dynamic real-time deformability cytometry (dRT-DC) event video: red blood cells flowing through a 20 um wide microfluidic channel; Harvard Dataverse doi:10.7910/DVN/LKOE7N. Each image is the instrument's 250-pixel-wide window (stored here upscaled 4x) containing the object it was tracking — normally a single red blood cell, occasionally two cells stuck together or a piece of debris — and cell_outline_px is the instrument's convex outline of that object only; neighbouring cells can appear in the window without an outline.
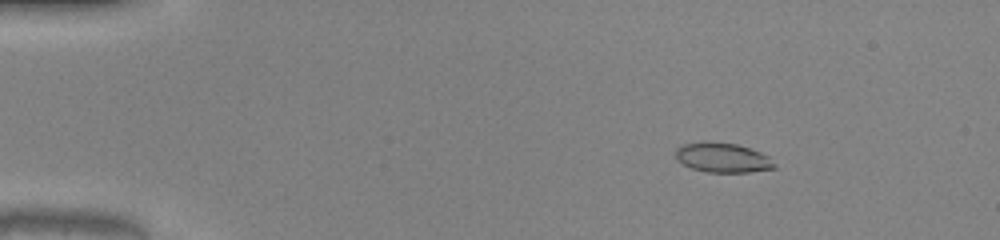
{"species": "common noctule bat (a hibernating species)", "species_latin": "Nyctalus noctula", "temperature_condition": "warm", "stored_images_in_passage": 51, "camera_frame_rate_fps": 3000, "um_per_image_px": 0.085, "animal": {"sex": "male", "body_mass_g": 20.0, "forearm_length_mm": 53.3}, "frame": {"image": 1, "passage_image": 8, "time_ms": 2.333, "image_size_px": [1000, 240], "cell_outline_px": [[776, 168], [748, 172], [708, 172], [692, 168], [680, 164], [676, 160], [676, 148], [680, 144], [704, 140], [736, 144], [760, 152], [768, 156], [776, 164]], "centroid_in_image_um": [61.36, 13.38], "position_along_channel_um": 23.6, "area_um2": 17.34}}
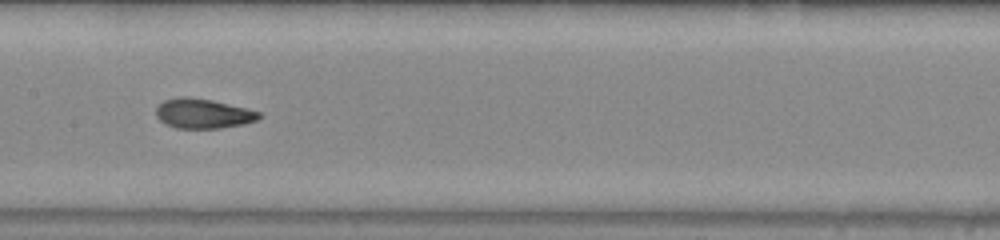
{"frame": {"image": 2, "passage_image": 27, "time_ms": 8.667, "image_size_px": [1000, 240], "cell_outline_px": [[264, 116], [256, 120], [244, 124], [220, 128], [176, 128], [160, 120], [156, 116], [156, 108], [164, 100], [180, 96], [188, 96], [212, 100], [248, 108], [260, 112]], "centroid_in_image_um": [17.29, 9.64], "position_along_channel_um": 190.1, "area_um2": 17.92}}
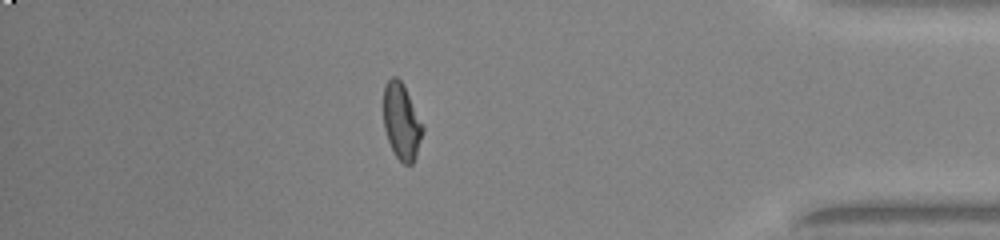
{"frame": {"image": 3, "passage_image": 45, "time_ms": 14.667, "image_size_px": [1000, 240], "cell_outline_px": [[424, 128], [416, 156], [412, 164], [404, 164], [396, 156], [388, 140], [384, 128], [384, 84], [392, 76], [396, 76], [404, 84], [424, 124]], "centroid_in_image_um": [34.15, 10.29], "position_along_channel_um": 401.1, "area_um2": 17.51}, "authors_computed_cell_mechanics": {"area_um2": 17.5134, "velocity_mm_per_s": 4.0931, "shape_relaxation_time_tau1_ms": 5.6147, "shape_relaxation_time_tau2_ms": 0.999, "deformation_change_tau1": 0.2225, "deformation_change_tau2": 0.0605}}